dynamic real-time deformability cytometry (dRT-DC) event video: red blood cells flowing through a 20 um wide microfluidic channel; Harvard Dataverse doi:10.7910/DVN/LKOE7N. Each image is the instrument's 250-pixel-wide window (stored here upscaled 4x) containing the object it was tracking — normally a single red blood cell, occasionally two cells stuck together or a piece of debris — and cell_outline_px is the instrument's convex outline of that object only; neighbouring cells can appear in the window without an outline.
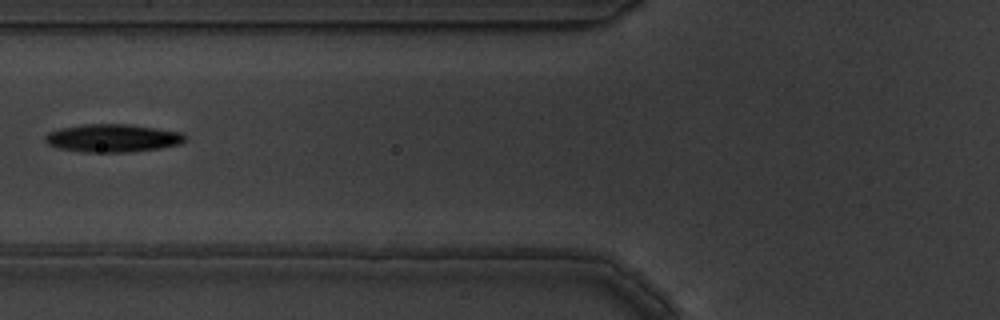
{"species": "common noctule bat (a hibernating species)", "species_latin": "Nyctalus noctula", "temperature_condition": "warm", "stored_images_in_passage": 2, "camera_frame_rate_fps": 3000, "um_per_image_px": 0.085, "animal": {"sex": "male", "body_mass_g": 19.5, "forearm_length_mm": 54.6}, "frame": {"image": 1, "passage_image": 2, "time_ms": 0.333, "image_size_px": [1000, 320], "cell_outline_px": [[188, 140], [180, 144], [160, 148], [128, 152], [80, 152], [56, 148], [48, 144], [44, 140], [44, 136], [48, 132], [60, 128], [84, 124], [128, 124], [184, 132], [188, 136]], "centroid_in_image_um": [9.59, 11.74], "position_along_channel_um": 116.2, "area_um2": 23.18}}